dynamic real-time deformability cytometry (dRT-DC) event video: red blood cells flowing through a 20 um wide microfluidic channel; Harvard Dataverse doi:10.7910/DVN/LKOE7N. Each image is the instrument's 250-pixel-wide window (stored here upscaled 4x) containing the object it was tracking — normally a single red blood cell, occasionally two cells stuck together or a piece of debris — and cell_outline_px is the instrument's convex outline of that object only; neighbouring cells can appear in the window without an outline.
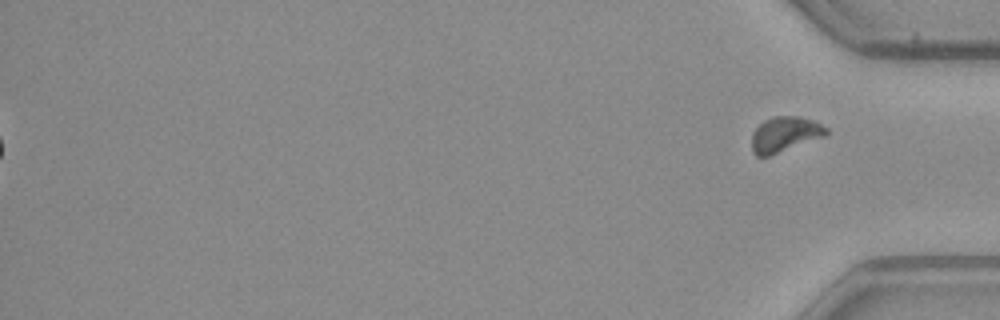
{"species": "common noctule bat (a hibernating species)", "species_latin": "Nyctalus noctula", "temperature_condition": "warm", "stored_images_in_passage": 49, "segment_of_instrument_passage": [2, 2], "camera_frame_rate_fps": 3000, "um_per_image_px": 0.085, "animal": {"sex": "male", "body_mass_g": 23.1, "forearm_length_mm": 52.7}, "frame": {"image": 1, "passage_image": 49, "time_ms": 16.0, "image_size_px": [1000, 320], "cell_outline_px": [[828, 132], [824, 136], [768, 156], [756, 156], [752, 152], [752, 132], [764, 120], [772, 116], [800, 116], [812, 120], [828, 128]], "centroid_in_image_um": [66.68, 11.4], "position_along_channel_um": 368.5, "area_um2": 15.14}}